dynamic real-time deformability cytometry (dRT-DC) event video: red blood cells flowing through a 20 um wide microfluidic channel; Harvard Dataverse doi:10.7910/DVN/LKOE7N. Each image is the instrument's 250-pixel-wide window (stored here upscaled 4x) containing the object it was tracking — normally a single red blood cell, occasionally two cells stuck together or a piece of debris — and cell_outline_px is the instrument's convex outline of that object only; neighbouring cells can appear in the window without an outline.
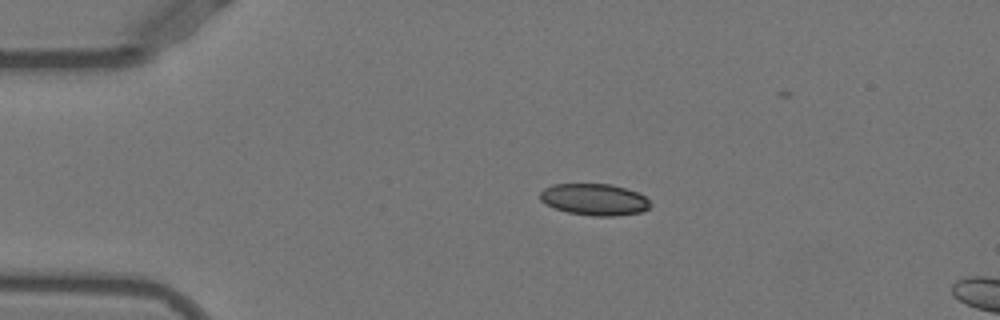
{"species": "Egyptian fruit bat (a non-hibernating species)", "species_latin": "Rousettus aegyptiacus", "temperature_condition": "warm", "stored_images_in_passage": 15, "camera_frame_rate_fps": 3000, "um_per_image_px": 0.085, "animal": {"sex": "female"}, "frame": {"image": 1, "passage_image": 11, "time_ms": 3.333, "image_size_px": [1000, 320], "cell_outline_px": [[652, 204], [648, 208], [640, 212], [616, 216], [592, 216], [568, 212], [556, 208], [540, 200], [540, 192], [544, 188], [552, 184], [612, 184], [636, 192], [644, 196]], "centroid_in_image_um": [50.52, 16.95], "position_along_channel_um": 34.5, "area_um2": 20.17}}